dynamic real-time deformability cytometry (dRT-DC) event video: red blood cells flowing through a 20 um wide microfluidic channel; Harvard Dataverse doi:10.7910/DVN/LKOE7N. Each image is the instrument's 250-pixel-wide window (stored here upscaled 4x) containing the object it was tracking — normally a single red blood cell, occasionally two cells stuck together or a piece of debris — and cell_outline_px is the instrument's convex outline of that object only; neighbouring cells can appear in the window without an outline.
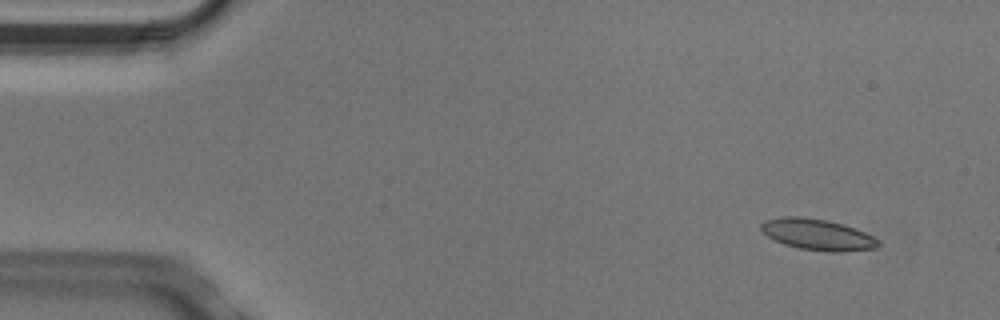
{"species": "Egyptian fruit bat (a non-hibernating species)", "species_latin": "Rousettus aegyptiacus", "temperature_condition": "cold", "stored_images_in_passage": 4, "camera_frame_rate_fps": 3000, "um_per_image_px": 0.085, "animal": {"sex": "male"}, "frame": {"image": 1, "passage_image": 2, "time_ms": 0.333, "image_size_px": [1000, 320], "cell_outline_px": [[880, 244], [876, 248], [840, 252], [832, 252], [800, 248], [784, 244], [768, 236], [760, 228], [760, 224], [764, 220], [784, 216], [800, 216], [828, 220], [844, 224], [864, 232], [880, 240]], "centroid_in_image_um": [69.5, 19.92], "position_along_channel_um": 15.5, "area_um2": 21.21}}
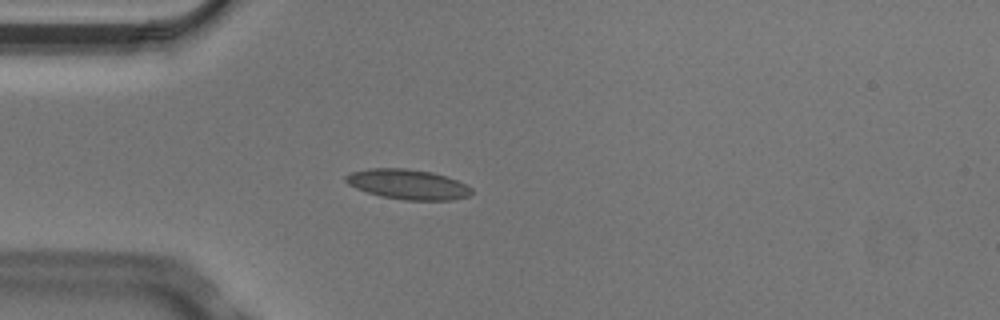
{"frame": {"image": 2, "passage_image": 4, "time_ms": 1.0, "image_size_px": [1000, 320], "cell_outline_px": [[472, 192], [468, 196], [452, 200], [404, 200], [380, 196], [356, 188], [348, 184], [344, 180], [344, 176], [352, 172], [372, 168], [404, 168], [432, 172], [468, 184], [472, 188]], "centroid_in_image_um": [34.67, 15.67], "position_along_channel_um": 50.3, "area_um2": 21.96}}